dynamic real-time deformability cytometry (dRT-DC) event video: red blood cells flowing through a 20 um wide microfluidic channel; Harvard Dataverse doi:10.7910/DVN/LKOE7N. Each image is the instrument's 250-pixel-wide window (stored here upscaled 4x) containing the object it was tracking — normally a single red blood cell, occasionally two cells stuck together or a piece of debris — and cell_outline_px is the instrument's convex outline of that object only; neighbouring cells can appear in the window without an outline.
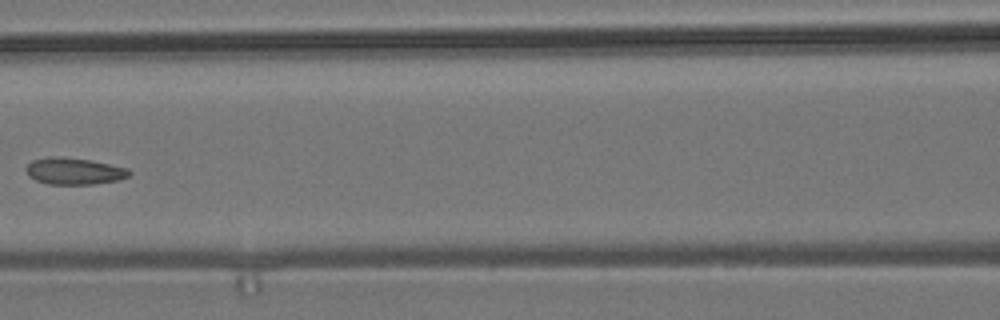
{"species": "common noctule bat (a hibernating species)", "species_latin": "Nyctalus noctula", "temperature_condition": "room temperature", "stored_images_in_passage": 9, "camera_frame_rate_fps": 3000, "um_per_image_px": 0.085, "animal": {"sex": "male", "body_mass_g": 19.2, "forearm_length_mm": 51.8}, "frame": {"image": 1, "passage_image": 7, "time_ms": 7.333, "image_size_px": [1000, 320], "cell_outline_px": [[132, 172], [128, 176], [120, 180], [92, 184], [48, 184], [36, 180], [28, 176], [24, 168], [32, 160], [48, 156], [60, 156], [88, 160], [128, 168]], "centroid_in_image_um": [6.27, 14.54], "position_along_channel_um": 160.3, "area_um2": 16.13}}
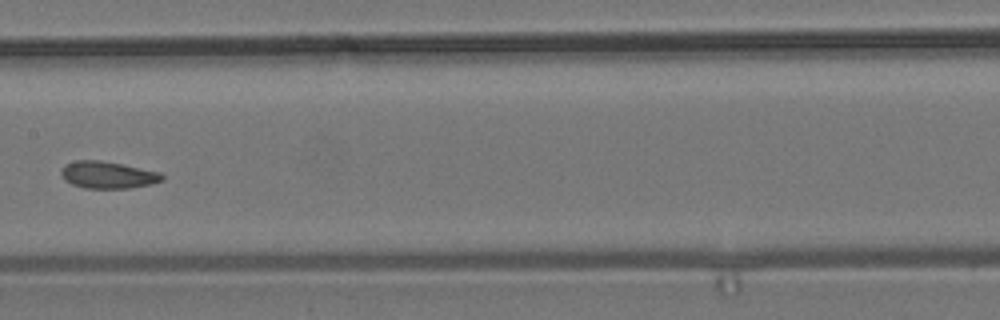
{"frame": {"image": 2, "passage_image": 8, "time_ms": 8.333, "image_size_px": [1000, 320], "cell_outline_px": [[164, 180], [152, 184], [128, 188], [84, 188], [72, 184], [64, 180], [60, 172], [64, 164], [76, 160], [100, 160], [160, 172], [164, 176]], "centroid_in_image_um": [9.14, 14.87], "position_along_channel_um": 198.3, "area_um2": 15.9}}
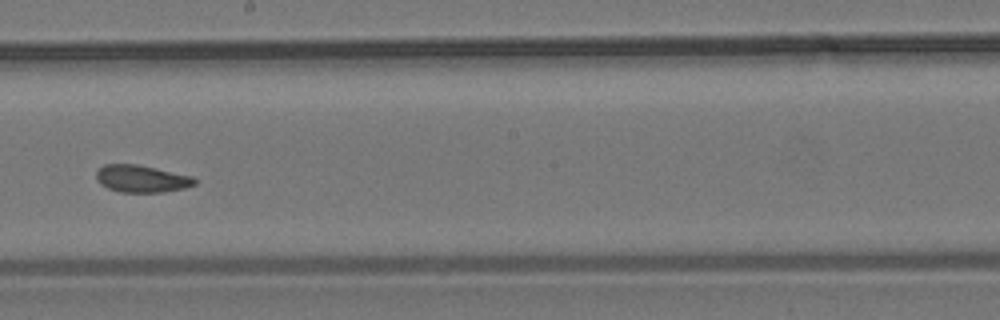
{"frame": {"image": 3, "passage_image": 9, "time_ms": 9.333, "image_size_px": [1000, 320], "cell_outline_px": [[196, 184], [184, 188], [164, 192], [120, 192], [108, 188], [100, 184], [96, 180], [96, 172], [104, 164], [136, 164], [156, 168], [192, 176], [196, 180]], "centroid_in_image_um": [12.02, 15.19], "position_along_channel_um": 236.2, "area_um2": 15.61}}